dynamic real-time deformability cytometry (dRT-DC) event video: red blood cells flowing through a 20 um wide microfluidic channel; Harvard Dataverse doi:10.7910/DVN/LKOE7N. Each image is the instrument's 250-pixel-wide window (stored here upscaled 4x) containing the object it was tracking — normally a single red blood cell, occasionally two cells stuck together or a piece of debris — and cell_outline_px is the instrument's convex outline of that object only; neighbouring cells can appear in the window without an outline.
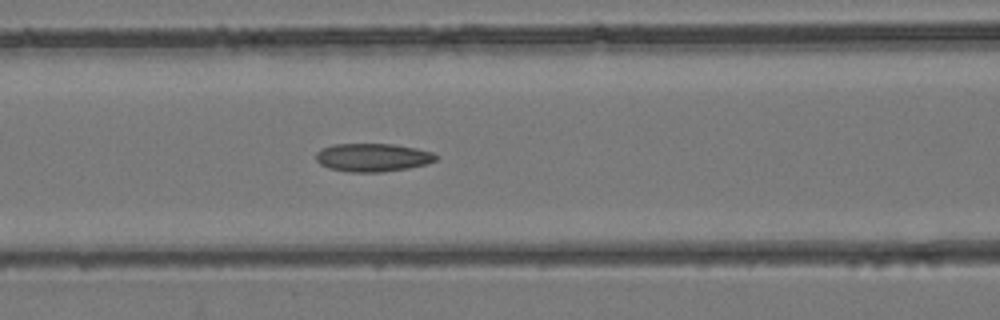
{"species": "common noctule bat (a hibernating species)", "species_latin": "Nyctalus noctula", "temperature_condition": "room temperature", "stored_images_in_passage": 32, "camera_frame_rate_fps": 3000, "um_per_image_px": 0.085, "animal": {"sex": "female", "body_mass_g": 24.6, "forearm_length_mm": 56.2}, "frame": {"image": 1, "passage_image": 13, "time_ms": 4.0, "image_size_px": [1000, 320], "cell_outline_px": [[436, 160], [424, 164], [408, 168], [380, 172], [348, 172], [328, 168], [320, 164], [316, 160], [316, 152], [320, 148], [332, 144], [392, 144], [416, 148], [432, 152], [436, 156]], "centroid_in_image_um": [31.61, 13.38], "position_along_channel_um": 135.0, "area_um2": 19.71}}
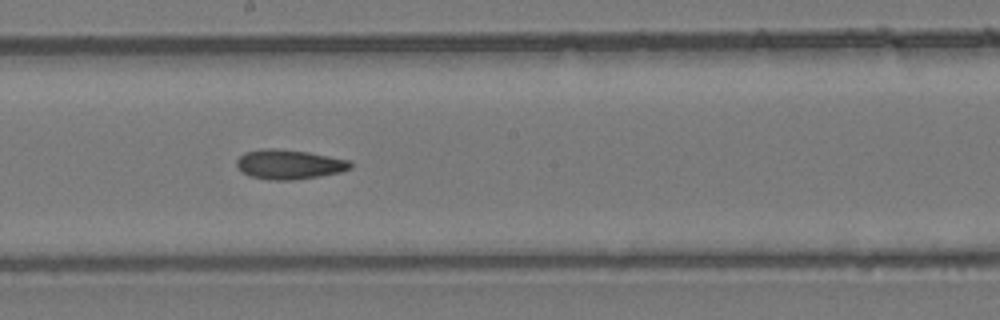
{"frame": {"image": 2, "passage_image": 18, "time_ms": 5.667, "image_size_px": [1000, 320], "cell_outline_px": [[352, 168], [340, 172], [292, 180], [268, 180], [248, 176], [236, 164], [236, 160], [244, 152], [260, 148], [276, 148], [308, 152], [348, 160], [352, 164]], "centroid_in_image_um": [24.54, 13.96], "position_along_channel_um": 223.7, "area_um2": 19.54}}
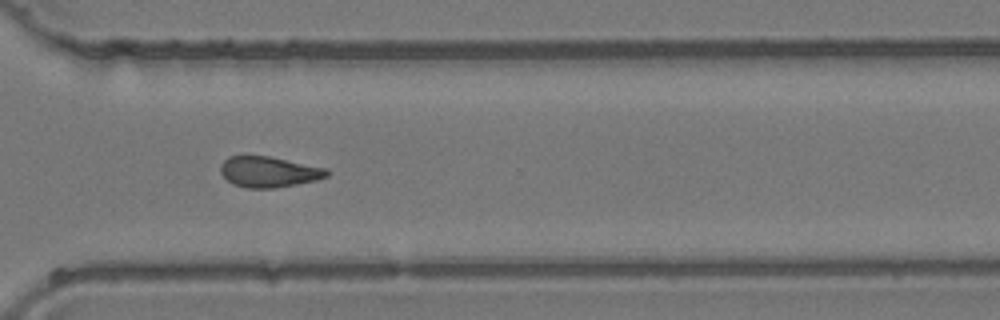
{"frame": {"image": 3, "passage_image": 25, "time_ms": 8.0, "image_size_px": [1000, 320], "cell_outline_px": [[328, 176], [316, 180], [296, 184], [272, 188], [248, 188], [232, 184], [220, 172], [220, 164], [228, 156], [244, 152], [268, 156], [328, 168]], "centroid_in_image_um": [22.78, 14.56], "position_along_channel_um": 347.8, "area_um2": 19.54}}